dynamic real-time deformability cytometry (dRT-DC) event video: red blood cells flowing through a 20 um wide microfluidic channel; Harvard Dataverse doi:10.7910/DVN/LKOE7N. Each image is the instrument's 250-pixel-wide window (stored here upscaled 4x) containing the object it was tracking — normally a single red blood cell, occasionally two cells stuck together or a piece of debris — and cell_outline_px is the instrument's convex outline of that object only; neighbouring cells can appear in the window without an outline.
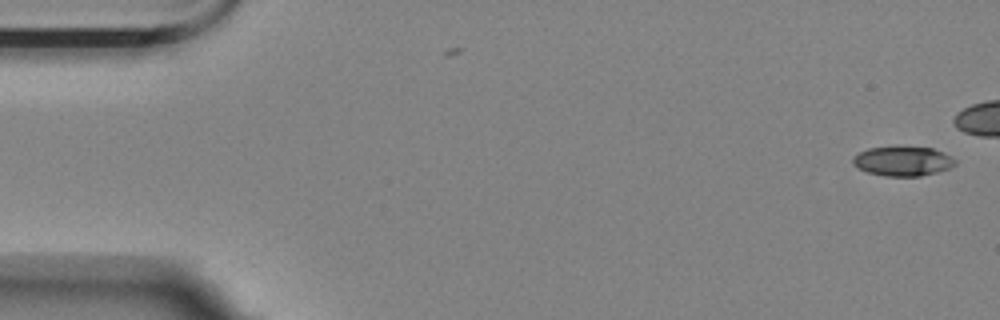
{"species": "Egyptian fruit bat (a non-hibernating species)", "species_latin": "Rousettus aegyptiacus", "temperature_condition": "room temperature", "stored_images_in_passage": 12, "camera_frame_rate_fps": 3000, "um_per_image_px": 0.085, "animal": {"sex": "female"}, "frame": {"image": 1, "passage_image": 1, "time_ms": 0.0, "image_size_px": [1000, 320], "cell_outline_px": [[956, 164], [948, 168], [936, 172], [920, 176], [884, 176], [868, 172], [852, 164], [852, 156], [868, 148], [932, 148], [944, 152], [952, 156], [956, 160]], "centroid_in_image_um": [76.74, 13.71], "position_along_channel_um": 8.3, "area_um2": 17.28}}